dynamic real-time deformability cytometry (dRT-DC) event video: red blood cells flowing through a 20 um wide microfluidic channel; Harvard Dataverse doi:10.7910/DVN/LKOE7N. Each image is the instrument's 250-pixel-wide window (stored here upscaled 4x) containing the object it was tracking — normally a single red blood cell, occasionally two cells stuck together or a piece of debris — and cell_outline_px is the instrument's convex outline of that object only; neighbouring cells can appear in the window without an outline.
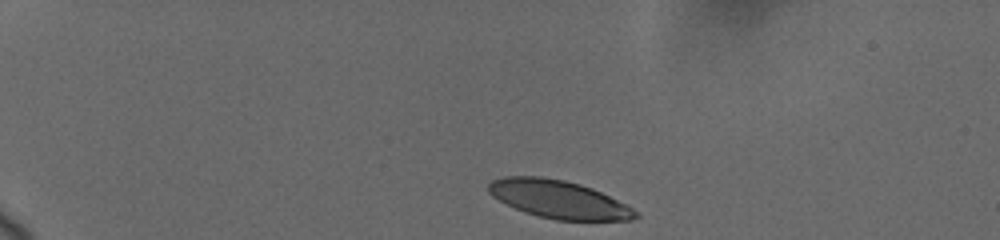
{"species": "human", "species_latin": "Homo sapiens", "temperature_condition": "cold", "stored_images_in_passage": 7, "camera_frame_rate_fps": 3000, "um_per_image_px": 0.085, "donor": {"sex": "female"}, "frame": {"image": 1, "passage_image": 1, "time_ms": 0.0, "image_size_px": [1000, 240], "cell_outline_px": [[640, 216], [632, 220], [556, 220], [524, 212], [492, 196], [488, 192], [488, 184], [492, 180], [504, 176], [540, 176], [564, 180], [580, 184], [592, 188], [632, 208]], "centroid_in_image_um": [47.46, 16.93], "position_along_channel_um": 37.5, "area_um2": 32.14}}
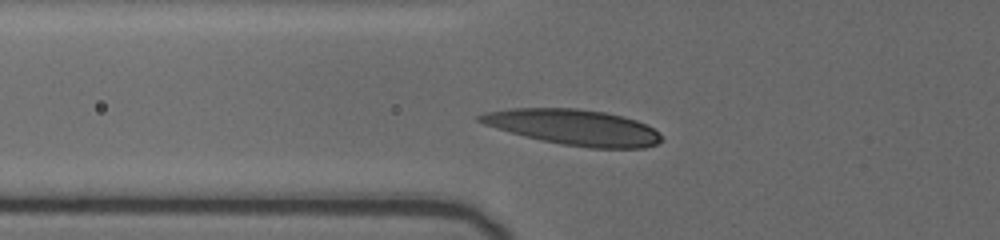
{"frame": {"image": 2, "passage_image": 5, "time_ms": 3.333, "image_size_px": [1000, 240], "cell_outline_px": [[664, 140], [656, 144], [644, 148], [588, 148], [564, 144], [524, 136], [496, 128], [484, 124], [476, 120], [476, 116], [484, 112], [512, 108], [576, 108], [604, 112], [624, 116], [636, 120], [652, 128]], "centroid_in_image_um": [48.75, 10.81], "position_along_channel_um": 77.1, "area_um2": 37.51}}
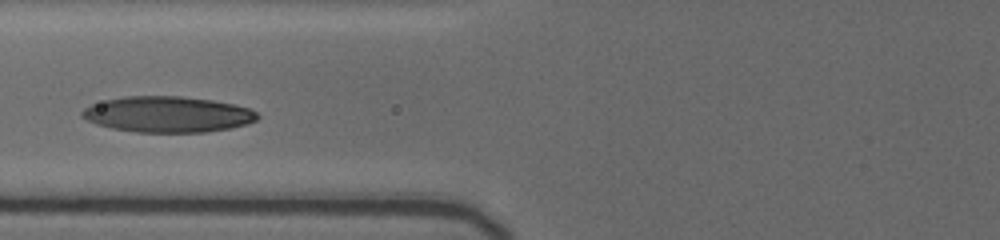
{"frame": {"image": 3, "passage_image": 6, "time_ms": 4.333, "image_size_px": [1000, 240], "cell_outline_px": [[260, 116], [256, 120], [248, 124], [228, 128], [204, 132], [136, 132], [112, 128], [96, 124], [80, 116], [80, 112], [84, 108], [92, 104], [104, 100], [124, 96], [180, 96], [212, 100], [232, 104], [248, 108], [256, 112]], "centroid_in_image_um": [14.22, 9.71], "position_along_channel_um": 111.6, "area_um2": 36.59}}